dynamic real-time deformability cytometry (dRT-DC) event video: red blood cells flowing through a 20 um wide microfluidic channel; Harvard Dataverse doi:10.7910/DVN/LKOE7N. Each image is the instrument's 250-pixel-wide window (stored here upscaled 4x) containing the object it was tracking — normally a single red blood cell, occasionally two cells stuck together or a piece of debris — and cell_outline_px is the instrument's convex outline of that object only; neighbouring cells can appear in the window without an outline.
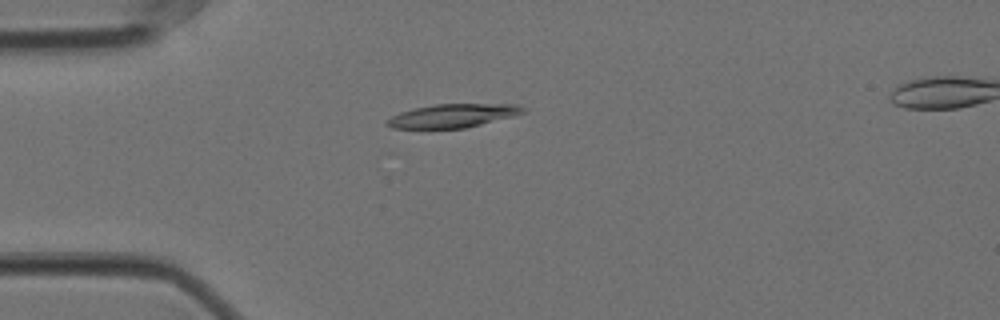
{"species": "Egyptian fruit bat (a non-hibernating species)", "species_latin": "Rousettus aegyptiacus", "temperature_condition": "cold", "stored_images_in_passage": 57, "camera_frame_rate_fps": 3000, "um_per_image_px": 0.085, "animal": {"sex": "female"}, "frame": {"image": 1, "passage_image": 15, "time_ms": 4.667, "image_size_px": [1000, 320], "cell_outline_px": [[524, 112], [512, 116], [464, 128], [392, 128], [384, 124], [392, 116], [400, 112], [416, 108], [436, 104], [520, 104], [524, 108]], "centroid_in_image_um": [38.47, 9.83], "position_along_channel_um": 46.5, "area_um2": 18.32}}
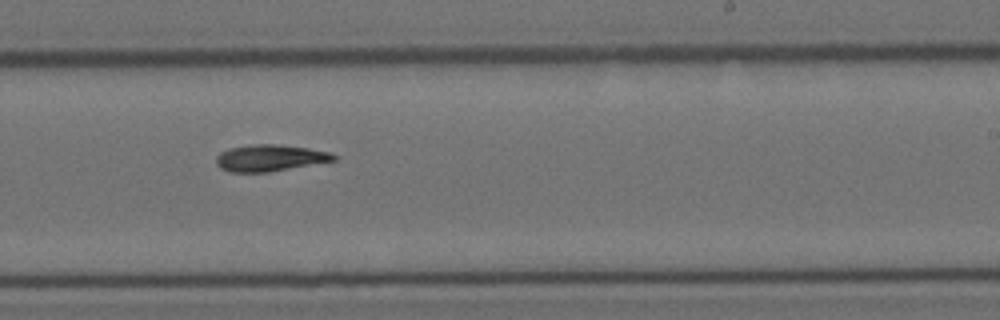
{"frame": {"image": 2, "passage_image": 35, "time_ms": 11.333, "image_size_px": [1000, 320], "cell_outline_px": [[340, 156], [336, 160], [268, 172], [228, 172], [220, 168], [216, 164], [216, 156], [220, 152], [228, 148], [252, 144], [276, 144], [308, 148], [332, 152]], "centroid_in_image_um": [22.94, 13.42], "position_along_channel_um": 266.1, "area_um2": 18.38}}
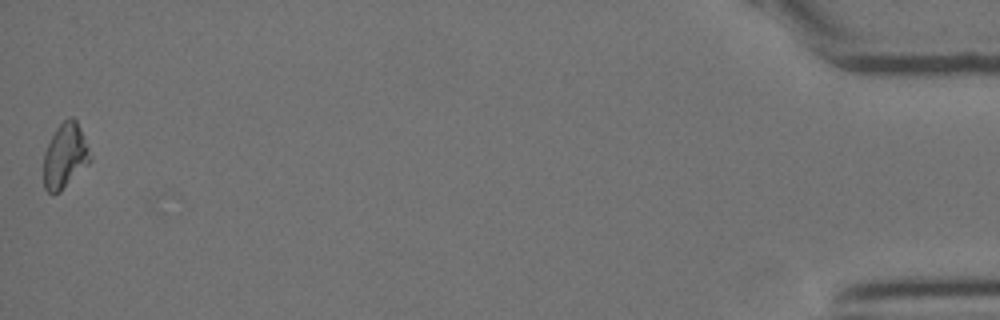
{"frame": {"image": 3, "passage_image": 57, "time_ms": 18.667, "image_size_px": [1000, 320], "cell_outline_px": [[92, 160], [60, 192], [52, 196], [44, 188], [44, 152], [56, 128], [68, 116], [72, 116], [76, 120], [84, 136], [92, 156]], "centroid_in_image_um": [5.53, 13.26], "position_along_channel_um": 429.7, "area_um2": 17.69}}